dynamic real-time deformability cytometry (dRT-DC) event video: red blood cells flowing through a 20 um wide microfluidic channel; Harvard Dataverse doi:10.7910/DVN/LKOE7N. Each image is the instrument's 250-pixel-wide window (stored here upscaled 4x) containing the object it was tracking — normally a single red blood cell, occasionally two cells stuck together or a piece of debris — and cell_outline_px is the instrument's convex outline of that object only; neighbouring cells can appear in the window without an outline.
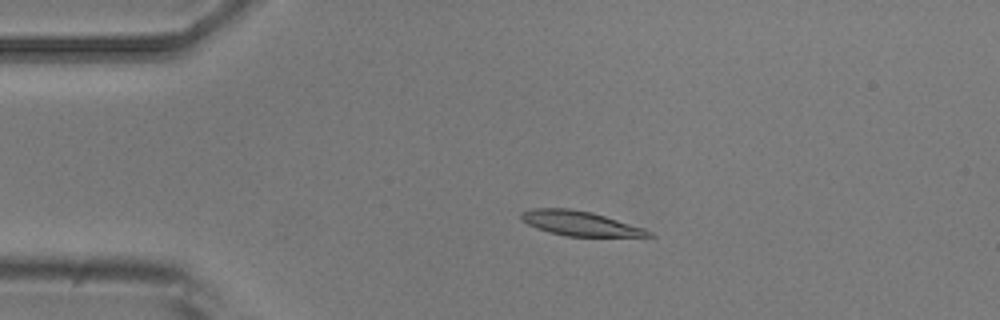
{"species": "common noctule bat (a hibernating species)", "species_latin": "Nyctalus noctula", "temperature_condition": "room temperature", "stored_images_in_passage": 4, "camera_frame_rate_fps": 3000, "um_per_image_px": 0.085, "animal": {"sex": "male", "body_mass_g": 20.5, "forearm_length_mm": 52.5}, "frame": {"image": 1, "passage_image": 3, "time_ms": 2.333, "image_size_px": [1000, 320], "cell_outline_px": [[656, 236], [568, 236], [548, 232], [536, 228], [520, 220], [520, 212], [532, 208], [568, 208], [592, 212], [644, 228], [652, 232]], "centroid_in_image_um": [49.25, 18.98], "position_along_channel_um": 35.7, "area_um2": 18.26}}